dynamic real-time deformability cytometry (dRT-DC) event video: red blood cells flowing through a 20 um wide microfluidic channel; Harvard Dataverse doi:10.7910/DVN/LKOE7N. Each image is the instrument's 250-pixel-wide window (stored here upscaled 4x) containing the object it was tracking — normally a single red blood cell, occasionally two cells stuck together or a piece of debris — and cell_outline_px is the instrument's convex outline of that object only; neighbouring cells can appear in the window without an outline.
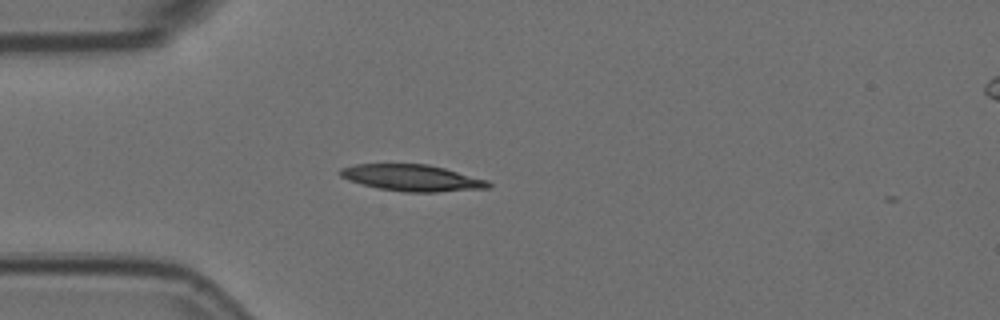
{"species": "Egyptian fruit bat (a non-hibernating species)", "species_latin": "Rousettus aegyptiacus", "temperature_condition": "room temperature", "stored_images_in_passage": 2, "camera_frame_rate_fps": 3000, "um_per_image_px": 0.085, "animal": {"sex": "female"}, "frame": {"image": 1, "passage_image": 1, "time_ms": 0.0, "image_size_px": [1000, 320], "cell_outline_px": [[492, 188], [436, 192], [404, 192], [380, 188], [348, 180], [340, 176], [340, 168], [356, 164], [428, 164], [444, 168], [488, 180], [492, 184]], "centroid_in_image_um": [35.07, 15.12], "position_along_channel_um": 49.9, "area_um2": 22.77}}